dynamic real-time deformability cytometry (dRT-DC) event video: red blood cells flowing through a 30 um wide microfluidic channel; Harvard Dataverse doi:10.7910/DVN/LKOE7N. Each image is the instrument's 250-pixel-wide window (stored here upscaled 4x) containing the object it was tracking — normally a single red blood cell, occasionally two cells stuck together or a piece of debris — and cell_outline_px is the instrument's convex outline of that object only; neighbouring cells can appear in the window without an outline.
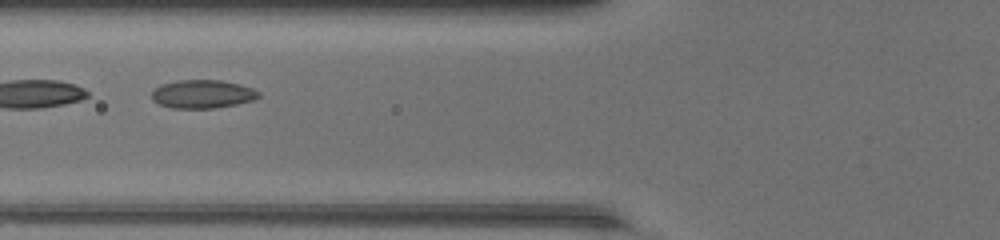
{"species": "common noctule bat (a hibernating species)", "species_latin": "Nyctalus noctula", "temperature_condition": "warm", "stored_images_in_passage": 40, "segment_of_instrument_passage": [2, 2], "camera_frame_rate_fps": 3000, "um_per_image_px": 0.085, "animal": {"sex": "female", "body_mass_g": 17.0, "forearm_length_mm": 48.0}, "frame": {"image": 1, "passage_image": 13, "time_ms": 4.0, "image_size_px": [1000, 240], "cell_outline_px": [[260, 96], [252, 100], [236, 104], [212, 108], [172, 108], [160, 104], [152, 100], [152, 92], [160, 84], [176, 80], [220, 80], [240, 84], [252, 88], [260, 92]], "centroid_in_image_um": [17.2, 7.98], "position_along_channel_um": 108.6, "area_um2": 17.63}}
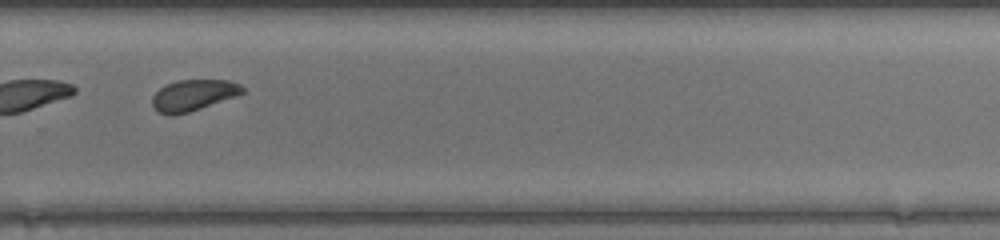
{"frame": {"image": 2, "passage_image": 27, "time_ms": 8.667, "image_size_px": [1000, 240], "cell_outline_px": [[244, 92], [200, 108], [188, 112], [172, 116], [156, 112], [152, 108], [152, 96], [164, 84], [176, 80], [228, 80], [240, 84], [244, 88]], "centroid_in_image_um": [16.35, 8.09], "position_along_channel_um": 313.5, "area_um2": 16.3}}
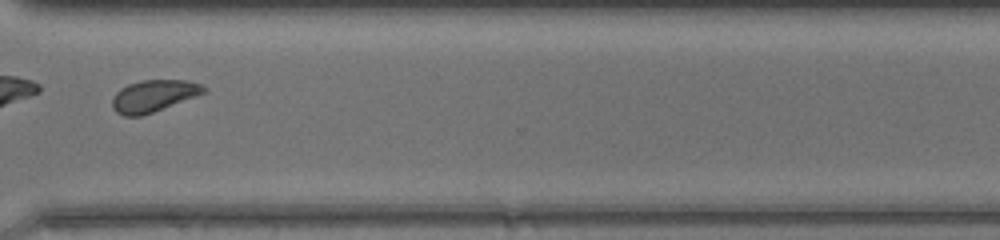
{"frame": {"image": 3, "passage_image": 30, "time_ms": 9.667, "image_size_px": [1000, 240], "cell_outline_px": [[208, 92], [152, 112], [140, 116], [124, 116], [116, 112], [112, 108], [112, 96], [120, 88], [128, 84], [140, 80], [188, 80], [204, 84], [208, 88]], "centroid_in_image_um": [13.08, 8.13], "position_along_channel_um": 357.5, "area_um2": 17.22}}